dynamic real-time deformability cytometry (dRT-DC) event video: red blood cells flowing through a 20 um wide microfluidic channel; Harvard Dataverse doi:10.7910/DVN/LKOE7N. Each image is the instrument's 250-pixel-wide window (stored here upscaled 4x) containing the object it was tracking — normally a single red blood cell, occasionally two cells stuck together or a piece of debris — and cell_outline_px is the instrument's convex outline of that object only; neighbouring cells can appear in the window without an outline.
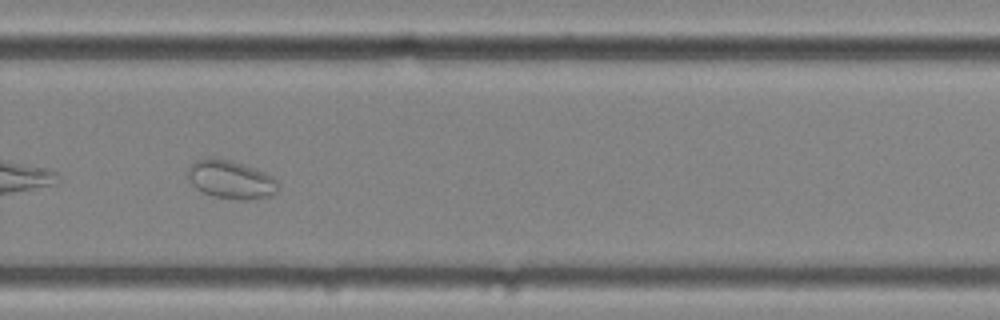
{"species": "common noctule bat (a hibernating species)", "species_latin": "Nyctalus noctula", "temperature_condition": "cold", "stored_images_in_passage": 39, "camera_frame_rate_fps": 3000, "um_per_image_px": 0.085, "animal": {"sex": "female", "body_mass_g": 25.1}, "frame": {"image": 1, "passage_image": 23, "time_ms": 7.333, "image_size_px": [1000, 320], "cell_outline_px": [[280, 184], [276, 192], [268, 196], [244, 200], [240, 200], [212, 196], [196, 188], [192, 184], [188, 176], [188, 168], [196, 160], [228, 160], [264, 172], [272, 176]], "centroid_in_image_um": [19.64, 15.3], "position_along_channel_um": 310.2, "area_um2": 19.48}, "authors_computed_cell_mechanics": {"area_um2": 22.7154, "velocity_mm_per_s": 3.5928, "shape_relaxation_time_tau1_ms": 2.9974, "shape_relaxation_time_tau2_ms": null, "deformation_change_tau1": null, "deformation_change_tau2": null}}